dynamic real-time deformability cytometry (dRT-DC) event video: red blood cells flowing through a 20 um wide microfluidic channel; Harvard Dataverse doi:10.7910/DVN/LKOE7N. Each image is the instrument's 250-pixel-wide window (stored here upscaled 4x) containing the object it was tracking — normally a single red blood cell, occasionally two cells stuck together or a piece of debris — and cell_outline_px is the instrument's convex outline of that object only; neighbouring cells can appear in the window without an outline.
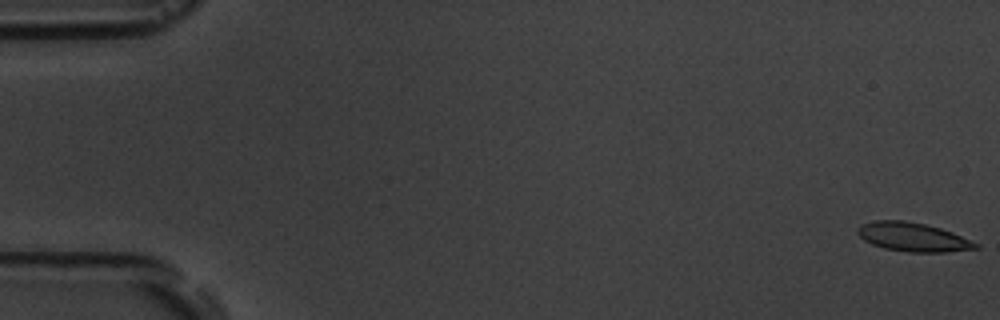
{"species": "common noctule bat (a hibernating species)", "species_latin": "Nyctalus noctula", "temperature_condition": "room temperature", "stored_images_in_passage": 5, "camera_frame_rate_fps": 3000, "um_per_image_px": 0.085, "animal": {"sex": "male", "body_mass_g": 19.5, "forearm_length_mm": 54.6}, "frame": {"image": 1, "passage_image": 1, "time_ms": 0.0, "image_size_px": [1000, 320], "cell_outline_px": [[980, 248], [948, 252], [908, 252], [884, 248], [872, 244], [864, 240], [856, 232], [856, 228], [860, 224], [872, 220], [904, 220], [924, 224], [940, 228], [952, 232], [980, 244]], "centroid_in_image_um": [77.58, 20.14], "position_along_channel_um": 7.4, "area_um2": 20.0}}
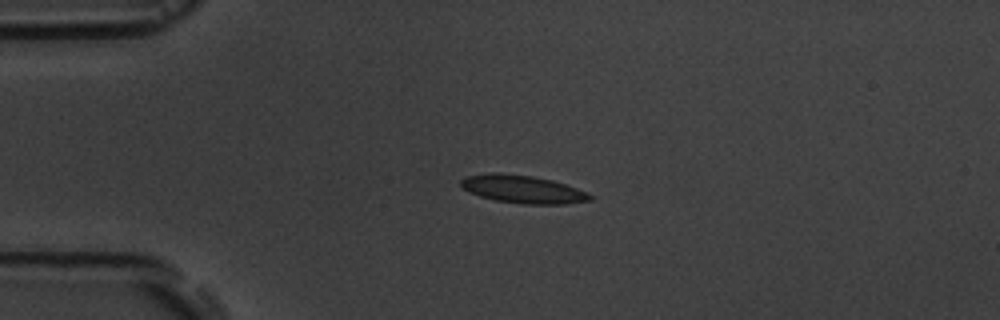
{"frame": {"image": 2, "passage_image": 4, "time_ms": 4.333, "image_size_px": [1000, 320], "cell_outline_px": [[596, 196], [592, 200], [564, 204], [524, 204], [496, 200], [480, 196], [468, 192], [460, 184], [460, 180], [464, 176], [492, 172], [500, 172], [532, 176], [552, 180], [588, 192]], "centroid_in_image_um": [44.44, 16.08], "position_along_channel_um": 40.6, "area_um2": 21.15}}